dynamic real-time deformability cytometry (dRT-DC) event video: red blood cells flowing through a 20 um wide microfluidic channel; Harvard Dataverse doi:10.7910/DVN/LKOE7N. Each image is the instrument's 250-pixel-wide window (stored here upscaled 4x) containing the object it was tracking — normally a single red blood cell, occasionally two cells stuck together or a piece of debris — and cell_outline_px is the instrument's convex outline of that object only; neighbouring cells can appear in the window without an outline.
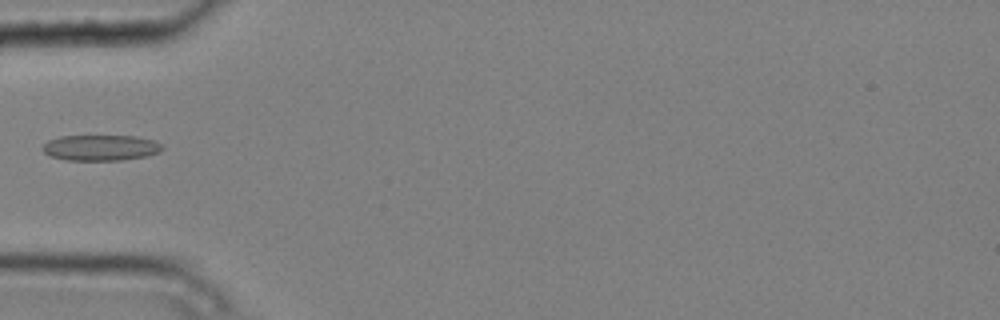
{"species": "common noctule bat (a hibernating species)", "species_latin": "Nyctalus noctula", "temperature_condition": "cold", "stored_images_in_passage": 5, "camera_frame_rate_fps": 3000, "um_per_image_px": 0.085, "animal": {"sex": "male", "body_mass_g": 20.4}, "frame": {"image": 1, "passage_image": 4, "time_ms": 1.0, "image_size_px": [1000, 320], "cell_outline_px": [[164, 148], [160, 152], [148, 156], [120, 160], [68, 160], [52, 156], [44, 152], [40, 148], [48, 140], [60, 136], [136, 136], [152, 140], [160, 144]], "centroid_in_image_um": [8.56, 12.55], "position_along_channel_um": 76.4, "area_um2": 17.92}}